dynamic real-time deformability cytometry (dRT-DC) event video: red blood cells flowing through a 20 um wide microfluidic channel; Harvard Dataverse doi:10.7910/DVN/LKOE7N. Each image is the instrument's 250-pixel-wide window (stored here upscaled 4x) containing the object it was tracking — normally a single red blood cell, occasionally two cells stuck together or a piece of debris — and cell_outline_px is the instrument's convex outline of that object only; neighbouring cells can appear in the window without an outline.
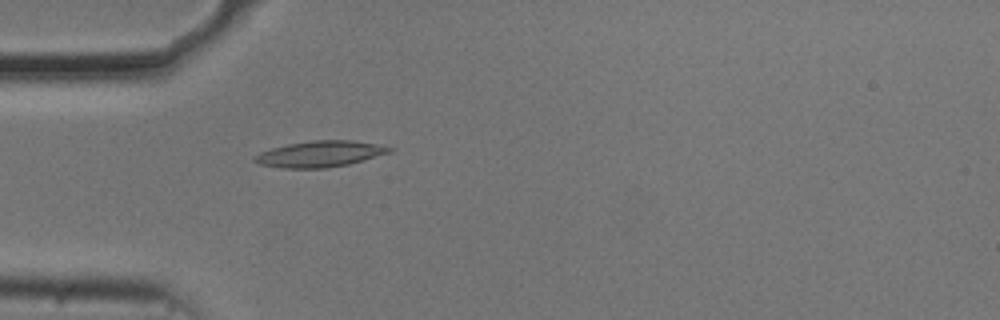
{"species": "common noctule bat (a hibernating species)", "species_latin": "Nyctalus noctula", "temperature_condition": "cold", "stored_images_in_passage": 16, "camera_frame_rate_fps": 3000, "um_per_image_px": 0.085, "animal": {"sex": "male", "body_mass_g": 20.5, "forearm_length_mm": 52.5}, "frame": {"image": 1, "passage_image": 2, "time_ms": 0.333, "image_size_px": [1000, 320], "cell_outline_px": [[396, 148], [392, 152], [348, 164], [328, 168], [284, 168], [260, 164], [252, 160], [252, 156], [260, 152], [272, 148], [288, 144], [312, 140], [352, 140], [376, 144]], "centroid_in_image_um": [27.2, 13.08], "position_along_channel_um": 57.8, "area_um2": 20.52}}
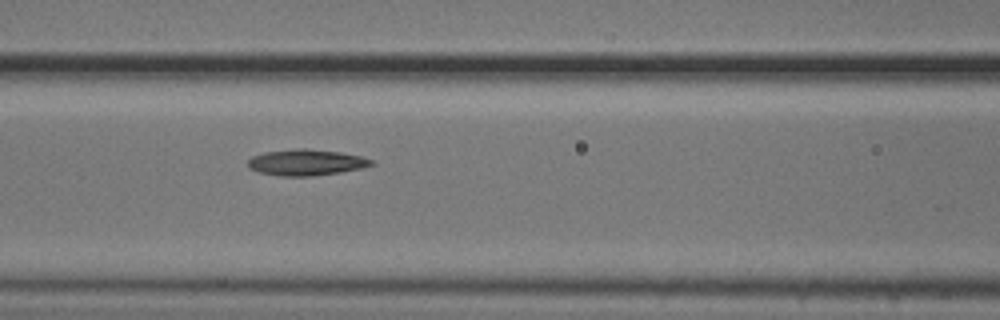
{"frame": {"image": 2, "passage_image": 9, "time_ms": 2.667, "image_size_px": [1000, 320], "cell_outline_px": [[376, 164], [364, 168], [340, 172], [312, 176], [280, 176], [260, 172], [248, 168], [248, 160], [252, 156], [264, 152], [296, 148], [304, 148], [340, 152], [360, 156], [372, 160]], "centroid_in_image_um": [26.03, 13.8], "position_along_channel_um": 140.6, "area_um2": 18.84}}
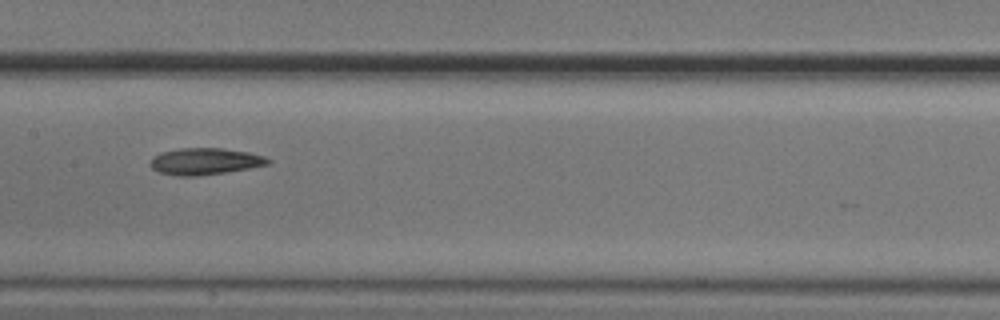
{"frame": {"image": 3, "passage_image": 13, "time_ms": 4.0, "image_size_px": [1000, 320], "cell_outline_px": [[272, 160], [268, 164], [248, 168], [224, 172], [192, 176], [176, 176], [160, 172], [152, 168], [152, 156], [160, 152], [180, 148], [224, 148], [248, 152], [264, 156]], "centroid_in_image_um": [17.42, 13.7], "position_along_channel_um": 190.0, "area_um2": 18.09}}